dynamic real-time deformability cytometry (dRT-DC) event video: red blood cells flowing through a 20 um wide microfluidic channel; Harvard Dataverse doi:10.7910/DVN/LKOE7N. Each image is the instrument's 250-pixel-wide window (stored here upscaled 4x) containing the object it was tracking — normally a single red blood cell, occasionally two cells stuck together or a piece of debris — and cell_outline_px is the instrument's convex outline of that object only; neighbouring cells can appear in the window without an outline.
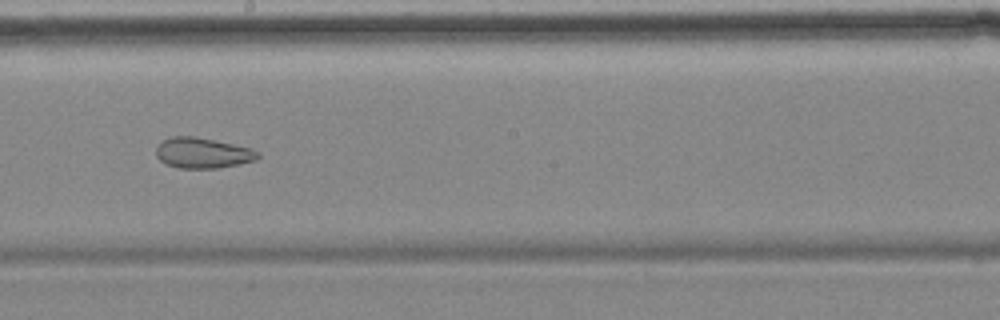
{"species": "common noctule bat (a hibernating species)", "species_latin": "Nyctalus noctula", "temperature_condition": "cold", "stored_images_in_passage": 14, "camera_frame_rate_fps": 3000, "um_per_image_px": 0.085, "animal": {"sex": "female", "body_mass_g": 18.4}, "frame": {"image": 1, "passage_image": 8, "time_ms": 9.0, "image_size_px": [1000, 320], "cell_outline_px": [[260, 156], [256, 160], [240, 164], [216, 168], [180, 168], [168, 164], [160, 160], [156, 156], [156, 148], [164, 140], [172, 136], [196, 136], [252, 148], [260, 152]], "centroid_in_image_um": [17.27, 13.0], "position_along_channel_um": 230.9, "area_um2": 18.09}, "authors_computed_cell_mechanics": {"area_um2": 23.2356, "velocity_mm_per_s": 3.5356, "shape_relaxation_time_tau1_ms": null, "shape_relaxation_time_tau2_ms": 4.4178, "deformation_change_tau1": null, "deformation_change_tau2": 0.1073}}